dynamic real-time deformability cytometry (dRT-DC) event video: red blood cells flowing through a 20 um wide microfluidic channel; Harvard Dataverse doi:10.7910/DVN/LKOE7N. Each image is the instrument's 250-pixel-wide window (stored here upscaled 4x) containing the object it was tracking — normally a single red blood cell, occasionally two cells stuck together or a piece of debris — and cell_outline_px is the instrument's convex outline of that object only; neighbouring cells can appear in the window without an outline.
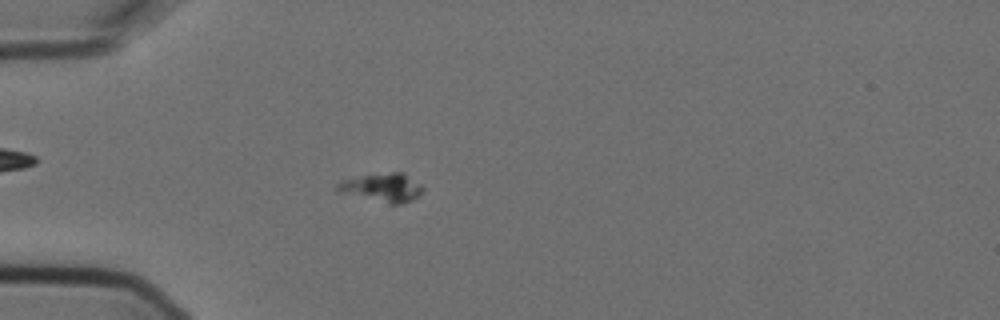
{"species": "Egyptian fruit bat (a non-hibernating species)", "species_latin": "Rousettus aegyptiacus", "temperature_condition": "cold", "stored_images_in_passage": 5, "camera_frame_rate_fps": 3000, "um_per_image_px": 0.085, "animal": {"sex": "female"}, "frame": {"image": 1, "passage_image": 5, "time_ms": 1.333, "image_size_px": [1000, 320], "cell_outline_px": [[424, 188], [412, 200], [400, 204], [388, 204], [336, 192], [336, 184], [340, 180], [364, 176], [392, 172], [400, 172], [420, 184]], "centroid_in_image_um": [32.43, 15.97], "position_along_channel_um": 52.6, "area_um2": 14.05}}